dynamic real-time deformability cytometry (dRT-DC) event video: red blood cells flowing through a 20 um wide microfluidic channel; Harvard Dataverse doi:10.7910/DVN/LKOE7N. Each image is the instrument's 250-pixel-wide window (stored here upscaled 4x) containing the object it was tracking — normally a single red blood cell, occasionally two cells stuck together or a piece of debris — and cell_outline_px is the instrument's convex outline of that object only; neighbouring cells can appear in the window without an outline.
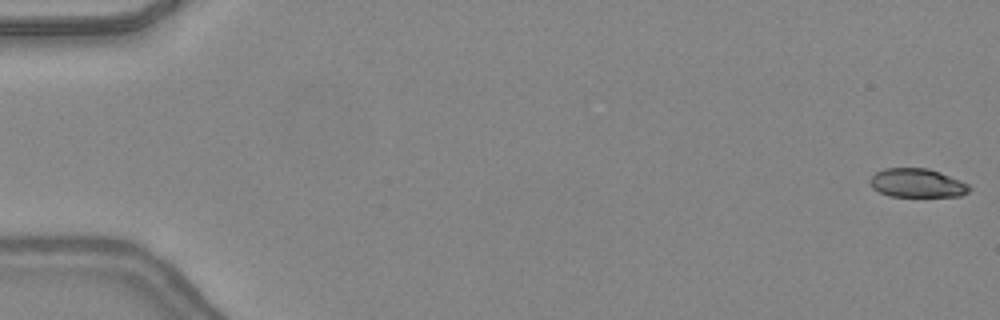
{"species": "common noctule bat (a hibernating species)", "species_latin": "Nyctalus noctula", "temperature_condition": "warm", "stored_images_in_passage": 14, "camera_frame_rate_fps": 3000, "um_per_image_px": 0.085, "animal": {"sex": "female", "body_mass_g": 24.6, "forearm_length_mm": 56.2}, "frame": {"image": 1, "passage_image": 1, "time_ms": 0.0, "image_size_px": [1000, 320], "cell_outline_px": [[972, 188], [968, 192], [960, 196], [888, 196], [872, 188], [868, 180], [876, 172], [884, 168], [928, 168], [940, 172], [960, 180], [968, 184]], "centroid_in_image_um": [77.94, 15.55], "position_along_channel_um": 7.1, "area_um2": 16.7}}
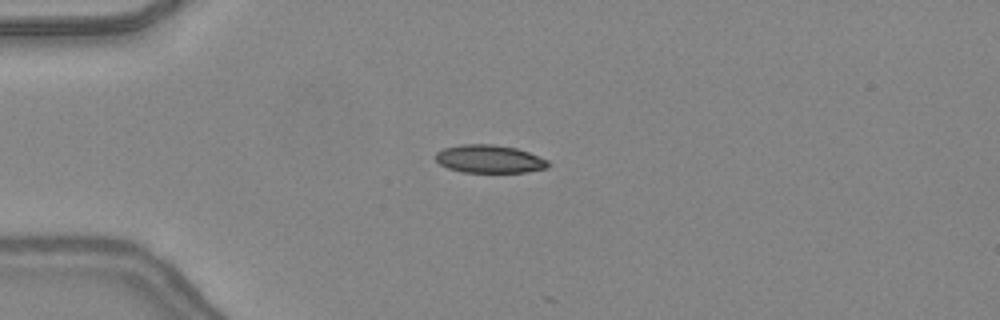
{"frame": {"image": 2, "passage_image": 13, "time_ms": 4.0, "image_size_px": [1000, 320], "cell_outline_px": [[552, 164], [548, 168], [528, 172], [464, 172], [448, 168], [440, 164], [436, 160], [436, 152], [444, 148], [460, 144], [492, 144], [516, 148], [528, 152], [548, 160]], "centroid_in_image_um": [41.63, 13.51], "position_along_channel_um": 43.4, "area_um2": 18.44}}